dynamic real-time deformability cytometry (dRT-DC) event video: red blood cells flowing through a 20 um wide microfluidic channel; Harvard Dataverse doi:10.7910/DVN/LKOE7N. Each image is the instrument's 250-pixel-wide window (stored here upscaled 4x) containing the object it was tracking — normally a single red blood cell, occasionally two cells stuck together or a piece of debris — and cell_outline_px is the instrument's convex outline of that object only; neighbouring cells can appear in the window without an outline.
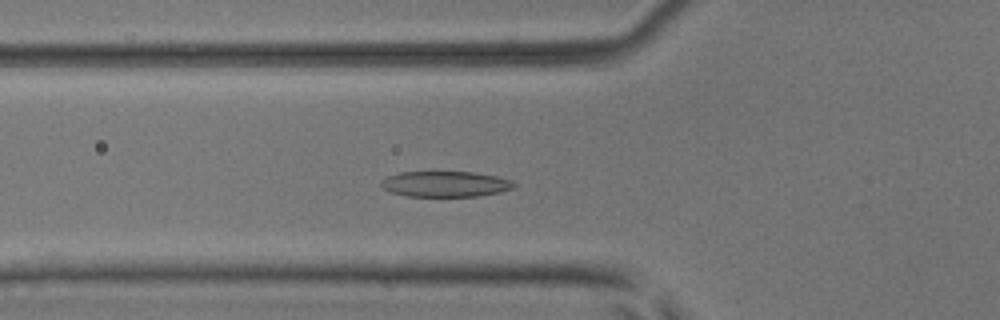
{"species": "common noctule bat (a hibernating species)", "species_latin": "Nyctalus noctula", "temperature_condition": "room temperature", "stored_images_in_passage": 49, "camera_frame_rate_fps": 3000, "um_per_image_px": 0.085, "animal": {"sex": "male", "body_mass_g": 17.9, "forearm_length_mm": 54.2}, "frame": {"image": 1, "passage_image": 19, "time_ms": 6.0, "image_size_px": [1000, 320], "cell_outline_px": [[516, 184], [512, 188], [500, 192], [476, 196], [408, 196], [392, 192], [384, 188], [380, 184], [380, 180], [388, 176], [400, 172], [476, 172], [496, 176], [512, 180]], "centroid_in_image_um": [37.86, 15.63], "position_along_channel_um": 87.9, "area_um2": 19.77}}
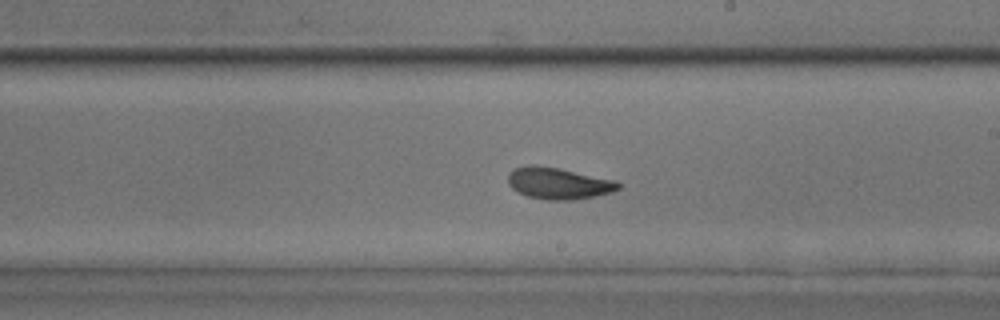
{"frame": {"image": 2, "passage_image": 31, "time_ms": 10.0, "image_size_px": [1000, 320], "cell_outline_px": [[620, 188], [612, 192], [596, 196], [572, 200], [548, 200], [528, 196], [512, 188], [508, 184], [508, 172], [512, 168], [524, 164], [536, 164], [560, 168], [616, 180], [620, 184]], "centroid_in_image_um": [47.44, 15.55], "position_along_channel_um": 241.6, "area_um2": 20.63}}
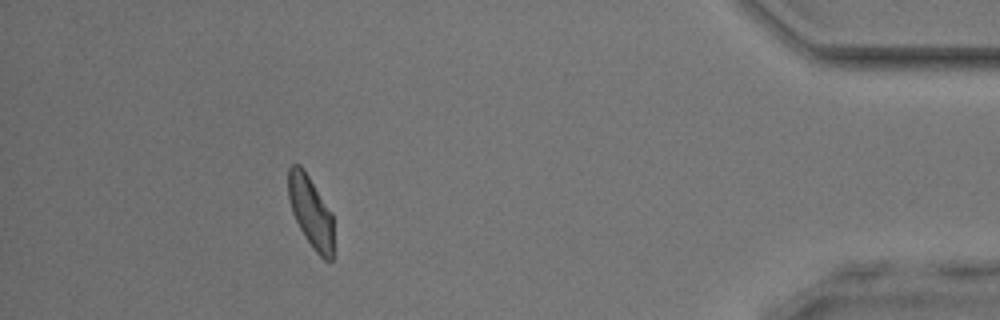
{"frame": {"image": 3, "passage_image": 48, "time_ms": 15.667, "image_size_px": [1000, 320], "cell_outline_px": [[332, 260], [324, 260], [312, 248], [304, 236], [292, 212], [288, 196], [288, 168], [292, 164], [300, 164], [304, 168], [332, 212]], "centroid_in_image_um": [26.4, 17.96], "position_along_channel_um": 408.8, "area_um2": 18.84}}